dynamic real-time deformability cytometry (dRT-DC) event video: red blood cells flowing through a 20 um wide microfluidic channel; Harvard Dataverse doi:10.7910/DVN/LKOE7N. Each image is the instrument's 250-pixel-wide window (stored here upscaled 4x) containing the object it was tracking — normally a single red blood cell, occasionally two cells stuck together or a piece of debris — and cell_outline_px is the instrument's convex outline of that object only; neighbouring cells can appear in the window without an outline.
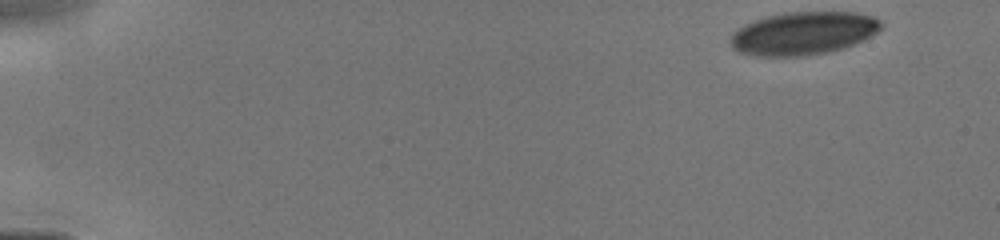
{"species": "human", "species_latin": "Homo sapiens", "temperature_condition": "cold", "stored_images_in_passage": 8, "camera_frame_rate_fps": 3000, "um_per_image_px": 0.085, "donor": {"sex": "male"}, "frame": {"image": 1, "passage_image": 1, "time_ms": 0.0, "image_size_px": [1000, 240], "cell_outline_px": [[884, 24], [872, 36], [864, 40], [844, 48], [828, 52], [804, 56], [756, 56], [740, 52], [732, 48], [728, 40], [728, 36], [736, 28], [744, 24], [768, 16], [784, 12], [856, 12], [872, 16], [880, 20]], "centroid_in_image_um": [68.25, 2.83], "position_along_channel_um": 16.7, "area_um2": 38.15}}
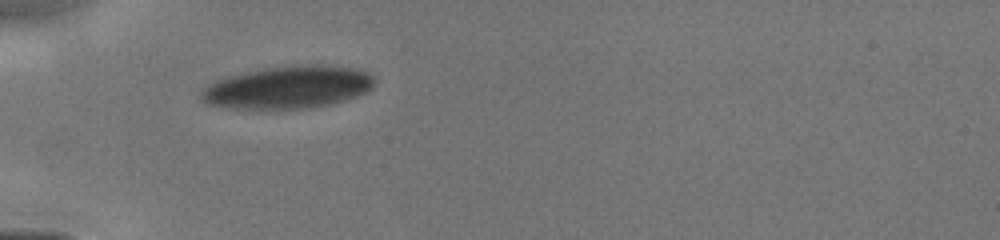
{"frame": {"image": 2, "passage_image": 7, "time_ms": 4.0, "image_size_px": [1000, 240], "cell_outline_px": [[376, 84], [368, 92], [332, 104], [312, 108], [228, 108], [204, 104], [200, 96], [200, 92], [204, 84], [228, 76], [264, 68], [304, 64], [320, 64], [356, 68], [368, 72], [376, 76]], "centroid_in_image_um": [24.51, 7.41], "position_along_channel_um": 60.5, "area_um2": 43.58}}
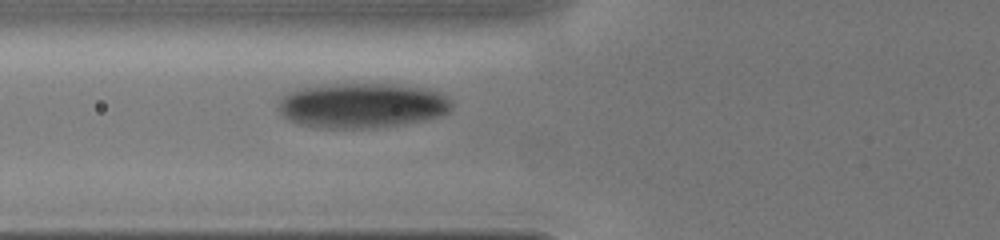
{"frame": {"image": 3, "passage_image": 8, "time_ms": 5.0, "image_size_px": [1000, 240], "cell_outline_px": [[452, 108], [448, 112], [440, 116], [420, 120], [396, 124], [360, 128], [316, 128], [300, 124], [288, 120], [276, 108], [280, 96], [304, 88], [336, 84], [392, 84], [424, 88], [440, 92], [448, 96], [452, 100]], "centroid_in_image_um": [30.76, 8.96], "position_along_channel_um": 95.0, "area_um2": 45.14}}